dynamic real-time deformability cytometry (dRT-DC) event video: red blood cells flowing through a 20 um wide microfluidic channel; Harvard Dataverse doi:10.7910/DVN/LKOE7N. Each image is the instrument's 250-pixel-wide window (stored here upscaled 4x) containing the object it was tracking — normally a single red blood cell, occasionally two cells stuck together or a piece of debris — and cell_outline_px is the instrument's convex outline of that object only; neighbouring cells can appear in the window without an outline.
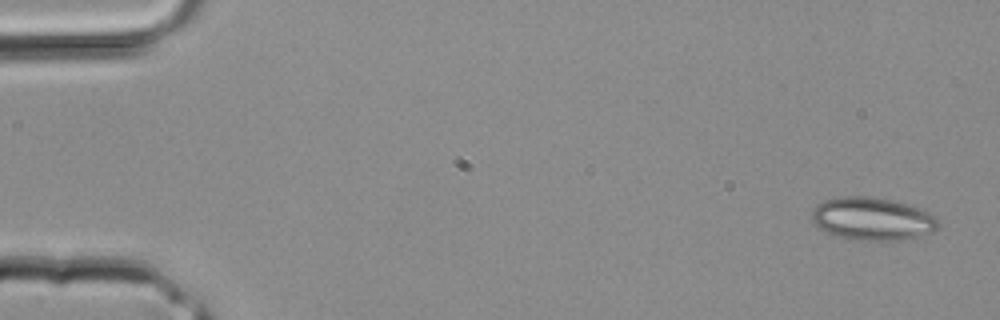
{"species": "common noctule bat (a hibernating species)", "species_latin": "Nyctalus noctula", "temperature_condition": "room temperature", "stored_images_in_passage": 4, "segment_of_instrument_passage": [2, 2], "camera_frame_rate_fps": 3000, "um_per_image_px": 0.085, "animal": {"sex": "male", "body_mass_g": 20.4}, "frame": {"image": 1, "passage_image": 4, "time_ms": 1.0, "image_size_px": [1000, 320], "cell_outline_px": [[940, 224], [932, 232], [904, 240], [852, 240], [836, 236], [820, 228], [812, 220], [812, 212], [824, 200], [840, 196], [868, 196], [892, 200], [908, 204], [936, 216]], "centroid_in_image_um": [74.17, 18.6], "position_along_channel_um": 10.8, "area_um2": 31.44}}